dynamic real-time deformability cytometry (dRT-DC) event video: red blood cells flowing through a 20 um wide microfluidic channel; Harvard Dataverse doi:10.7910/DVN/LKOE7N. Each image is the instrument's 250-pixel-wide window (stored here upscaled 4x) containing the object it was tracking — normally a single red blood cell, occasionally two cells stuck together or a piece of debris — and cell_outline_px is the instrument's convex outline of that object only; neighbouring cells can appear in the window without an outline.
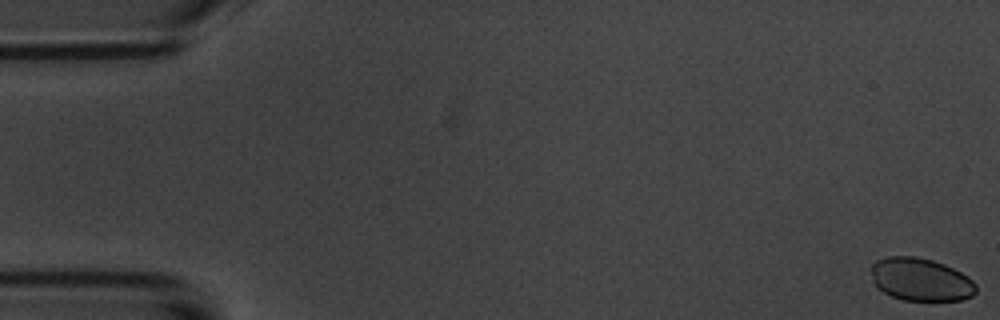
{"species": "common noctule bat (a hibernating species)", "species_latin": "Nyctalus noctula", "temperature_condition": "room temperature", "stored_images_in_passage": 9, "camera_frame_rate_fps": 3000, "um_per_image_px": 0.085, "animal": {"sex": "male", "body_mass_g": 20.1, "forearm_length_mm": 53.5}, "frame": {"image": 1, "passage_image": 1, "time_ms": 0.0, "image_size_px": [1000, 320], "cell_outline_px": [[976, 292], [972, 296], [960, 300], [904, 300], [892, 296], [876, 288], [872, 280], [868, 268], [876, 260], [888, 256], [916, 256], [932, 260], [944, 264], [968, 276], [976, 284]], "centroid_in_image_um": [78.21, 23.74], "position_along_channel_um": 6.8, "area_um2": 26.47}}